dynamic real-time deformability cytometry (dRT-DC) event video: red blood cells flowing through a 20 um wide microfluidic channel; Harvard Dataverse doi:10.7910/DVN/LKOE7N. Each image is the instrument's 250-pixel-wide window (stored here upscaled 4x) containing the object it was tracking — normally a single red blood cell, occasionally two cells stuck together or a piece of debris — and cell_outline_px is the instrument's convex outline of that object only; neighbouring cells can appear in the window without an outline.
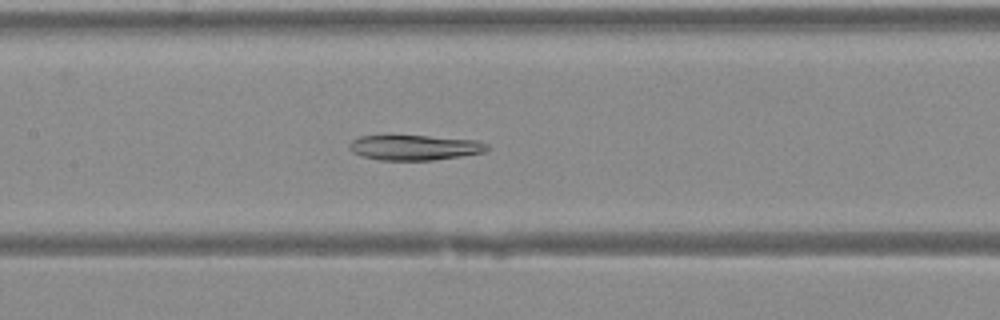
{"species": "Egyptian fruit bat (a non-hibernating species)", "species_latin": "Rousettus aegyptiacus", "temperature_condition": "warm", "stored_images_in_passage": 42, "camera_frame_rate_fps": 3000, "um_per_image_px": 0.085, "animal": {"sex": "female"}, "frame": {"image": 1, "passage_image": 21, "time_ms": 6.667, "image_size_px": [1000, 320], "cell_outline_px": [[488, 148], [484, 152], [460, 156], [432, 160], [380, 160], [360, 156], [352, 152], [348, 148], [348, 144], [352, 140], [360, 136], [388, 132], [476, 140], [488, 144]], "centroid_in_image_um": [35.12, 12.49], "position_along_channel_um": 172.3, "area_um2": 21.21}}
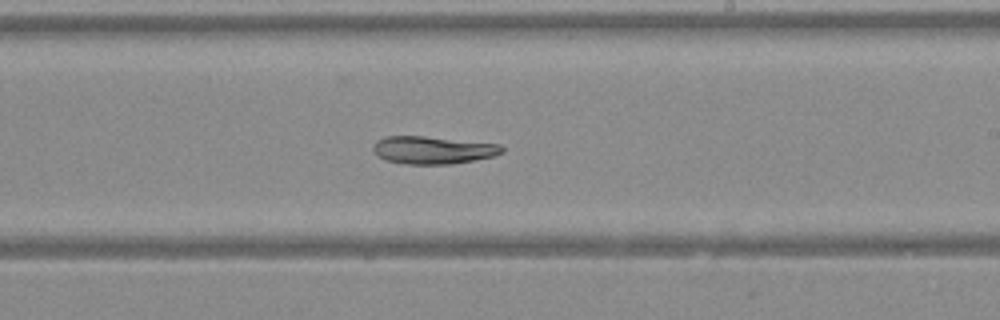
{"frame": {"image": 2, "passage_image": 26, "time_ms": 8.333, "image_size_px": [1000, 320], "cell_outline_px": [[504, 152], [492, 156], [452, 164], [404, 164], [384, 160], [376, 156], [372, 148], [376, 140], [384, 136], [424, 136], [500, 144], [504, 148]], "centroid_in_image_um": [36.74, 12.75], "position_along_channel_um": 252.3, "area_um2": 20.87}}
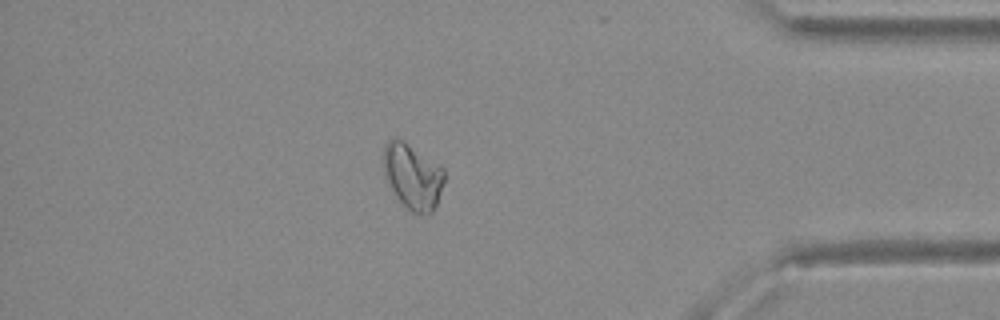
{"frame": {"image": 3, "passage_image": 37, "time_ms": 12.0, "image_size_px": [1000, 320], "cell_outline_px": [[444, 180], [436, 204], [432, 212], [428, 216], [412, 212], [396, 196], [384, 176], [384, 144], [388, 140], [400, 140], [440, 164], [444, 168]], "centroid_in_image_um": [35.09, 15.02], "position_along_channel_um": 400.1, "area_um2": 22.77}}